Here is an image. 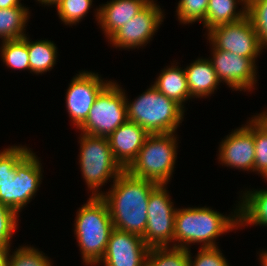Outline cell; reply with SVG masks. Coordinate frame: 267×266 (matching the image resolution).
<instances>
[{"label": "cell", "instance_id": "obj_5", "mask_svg": "<svg viewBox=\"0 0 267 266\" xmlns=\"http://www.w3.org/2000/svg\"><path fill=\"white\" fill-rule=\"evenodd\" d=\"M174 133L150 134L137 157L125 169L130 175L168 184L173 176L177 157V136Z\"/></svg>", "mask_w": 267, "mask_h": 266}, {"label": "cell", "instance_id": "obj_34", "mask_svg": "<svg viewBox=\"0 0 267 266\" xmlns=\"http://www.w3.org/2000/svg\"><path fill=\"white\" fill-rule=\"evenodd\" d=\"M11 246L0 245V266H7Z\"/></svg>", "mask_w": 267, "mask_h": 266}, {"label": "cell", "instance_id": "obj_29", "mask_svg": "<svg viewBox=\"0 0 267 266\" xmlns=\"http://www.w3.org/2000/svg\"><path fill=\"white\" fill-rule=\"evenodd\" d=\"M53 263L45 253L29 246H20L9 254L7 266H52Z\"/></svg>", "mask_w": 267, "mask_h": 266}, {"label": "cell", "instance_id": "obj_4", "mask_svg": "<svg viewBox=\"0 0 267 266\" xmlns=\"http://www.w3.org/2000/svg\"><path fill=\"white\" fill-rule=\"evenodd\" d=\"M125 96L127 120L133 121L149 134L176 133L184 120L185 109L151 85L130 102Z\"/></svg>", "mask_w": 267, "mask_h": 266}, {"label": "cell", "instance_id": "obj_28", "mask_svg": "<svg viewBox=\"0 0 267 266\" xmlns=\"http://www.w3.org/2000/svg\"><path fill=\"white\" fill-rule=\"evenodd\" d=\"M247 16L251 20L263 48L267 47V0H247ZM265 46V47H264Z\"/></svg>", "mask_w": 267, "mask_h": 266}, {"label": "cell", "instance_id": "obj_36", "mask_svg": "<svg viewBox=\"0 0 267 266\" xmlns=\"http://www.w3.org/2000/svg\"><path fill=\"white\" fill-rule=\"evenodd\" d=\"M20 0H0V9H6L15 6H22Z\"/></svg>", "mask_w": 267, "mask_h": 266}, {"label": "cell", "instance_id": "obj_1", "mask_svg": "<svg viewBox=\"0 0 267 266\" xmlns=\"http://www.w3.org/2000/svg\"><path fill=\"white\" fill-rule=\"evenodd\" d=\"M159 184L130 175L124 170L108 192L100 197L106 202L113 227L140 237L147 226L150 193Z\"/></svg>", "mask_w": 267, "mask_h": 266}, {"label": "cell", "instance_id": "obj_16", "mask_svg": "<svg viewBox=\"0 0 267 266\" xmlns=\"http://www.w3.org/2000/svg\"><path fill=\"white\" fill-rule=\"evenodd\" d=\"M149 135L144 128L127 120L108 137L113 155L124 169L137 157Z\"/></svg>", "mask_w": 267, "mask_h": 266}, {"label": "cell", "instance_id": "obj_7", "mask_svg": "<svg viewBox=\"0 0 267 266\" xmlns=\"http://www.w3.org/2000/svg\"><path fill=\"white\" fill-rule=\"evenodd\" d=\"M125 96L122 87L111 81L96 97L86 121L79 130L108 138L127 121Z\"/></svg>", "mask_w": 267, "mask_h": 266}, {"label": "cell", "instance_id": "obj_12", "mask_svg": "<svg viewBox=\"0 0 267 266\" xmlns=\"http://www.w3.org/2000/svg\"><path fill=\"white\" fill-rule=\"evenodd\" d=\"M110 82L92 71H81L72 78L65 94V103L76 128L79 129L84 124L96 97Z\"/></svg>", "mask_w": 267, "mask_h": 266}, {"label": "cell", "instance_id": "obj_38", "mask_svg": "<svg viewBox=\"0 0 267 266\" xmlns=\"http://www.w3.org/2000/svg\"><path fill=\"white\" fill-rule=\"evenodd\" d=\"M39 3H41L42 5H48V6H52V5H56L57 3H59L61 0H37Z\"/></svg>", "mask_w": 267, "mask_h": 266}, {"label": "cell", "instance_id": "obj_10", "mask_svg": "<svg viewBox=\"0 0 267 266\" xmlns=\"http://www.w3.org/2000/svg\"><path fill=\"white\" fill-rule=\"evenodd\" d=\"M207 32V38L215 49L251 58L255 63L263 50L248 16L237 22L217 25Z\"/></svg>", "mask_w": 267, "mask_h": 266}, {"label": "cell", "instance_id": "obj_19", "mask_svg": "<svg viewBox=\"0 0 267 266\" xmlns=\"http://www.w3.org/2000/svg\"><path fill=\"white\" fill-rule=\"evenodd\" d=\"M242 195V200L238 202L239 227L249 224L267 227V189H249Z\"/></svg>", "mask_w": 267, "mask_h": 266}, {"label": "cell", "instance_id": "obj_35", "mask_svg": "<svg viewBox=\"0 0 267 266\" xmlns=\"http://www.w3.org/2000/svg\"><path fill=\"white\" fill-rule=\"evenodd\" d=\"M263 129L267 131V110L252 117Z\"/></svg>", "mask_w": 267, "mask_h": 266}, {"label": "cell", "instance_id": "obj_20", "mask_svg": "<svg viewBox=\"0 0 267 266\" xmlns=\"http://www.w3.org/2000/svg\"><path fill=\"white\" fill-rule=\"evenodd\" d=\"M152 86L183 108L185 107L183 103L192 98L188 89L185 70L176 65H171L169 68L167 66L161 70Z\"/></svg>", "mask_w": 267, "mask_h": 266}, {"label": "cell", "instance_id": "obj_32", "mask_svg": "<svg viewBox=\"0 0 267 266\" xmlns=\"http://www.w3.org/2000/svg\"><path fill=\"white\" fill-rule=\"evenodd\" d=\"M18 213L0 202V245L10 246L18 226Z\"/></svg>", "mask_w": 267, "mask_h": 266}, {"label": "cell", "instance_id": "obj_17", "mask_svg": "<svg viewBox=\"0 0 267 266\" xmlns=\"http://www.w3.org/2000/svg\"><path fill=\"white\" fill-rule=\"evenodd\" d=\"M152 0H111L96 8V21L107 39L141 12ZM100 23V24H99Z\"/></svg>", "mask_w": 267, "mask_h": 266}, {"label": "cell", "instance_id": "obj_24", "mask_svg": "<svg viewBox=\"0 0 267 266\" xmlns=\"http://www.w3.org/2000/svg\"><path fill=\"white\" fill-rule=\"evenodd\" d=\"M3 63L11 69L30 70L28 37L3 41L0 47Z\"/></svg>", "mask_w": 267, "mask_h": 266}, {"label": "cell", "instance_id": "obj_30", "mask_svg": "<svg viewBox=\"0 0 267 266\" xmlns=\"http://www.w3.org/2000/svg\"><path fill=\"white\" fill-rule=\"evenodd\" d=\"M209 0H180L176 15L180 23L205 22Z\"/></svg>", "mask_w": 267, "mask_h": 266}, {"label": "cell", "instance_id": "obj_6", "mask_svg": "<svg viewBox=\"0 0 267 266\" xmlns=\"http://www.w3.org/2000/svg\"><path fill=\"white\" fill-rule=\"evenodd\" d=\"M79 164L87 187L92 197H99L104 192L99 189L109 179L114 182L125 170L115 159L108 138L80 134ZM100 191V192H99Z\"/></svg>", "mask_w": 267, "mask_h": 266}, {"label": "cell", "instance_id": "obj_3", "mask_svg": "<svg viewBox=\"0 0 267 266\" xmlns=\"http://www.w3.org/2000/svg\"><path fill=\"white\" fill-rule=\"evenodd\" d=\"M74 227L83 262L85 265H97L114 229L106 202L100 196H90L77 211Z\"/></svg>", "mask_w": 267, "mask_h": 266}, {"label": "cell", "instance_id": "obj_8", "mask_svg": "<svg viewBox=\"0 0 267 266\" xmlns=\"http://www.w3.org/2000/svg\"><path fill=\"white\" fill-rule=\"evenodd\" d=\"M166 184H159L149 195L147 226L142 237L149 248L174 247L175 213ZM171 242V243H170Z\"/></svg>", "mask_w": 267, "mask_h": 266}, {"label": "cell", "instance_id": "obj_25", "mask_svg": "<svg viewBox=\"0 0 267 266\" xmlns=\"http://www.w3.org/2000/svg\"><path fill=\"white\" fill-rule=\"evenodd\" d=\"M146 266H189V250L176 247H152Z\"/></svg>", "mask_w": 267, "mask_h": 266}, {"label": "cell", "instance_id": "obj_14", "mask_svg": "<svg viewBox=\"0 0 267 266\" xmlns=\"http://www.w3.org/2000/svg\"><path fill=\"white\" fill-rule=\"evenodd\" d=\"M246 124L233 130L224 140L222 139L218 149V159L227 167L254 172V119L251 118Z\"/></svg>", "mask_w": 267, "mask_h": 266}, {"label": "cell", "instance_id": "obj_9", "mask_svg": "<svg viewBox=\"0 0 267 266\" xmlns=\"http://www.w3.org/2000/svg\"><path fill=\"white\" fill-rule=\"evenodd\" d=\"M31 150L16 164V174L6 184H0V202L17 213L25 208L40 187L41 163Z\"/></svg>", "mask_w": 267, "mask_h": 266}, {"label": "cell", "instance_id": "obj_31", "mask_svg": "<svg viewBox=\"0 0 267 266\" xmlns=\"http://www.w3.org/2000/svg\"><path fill=\"white\" fill-rule=\"evenodd\" d=\"M255 162L254 172L267 180V131L254 120Z\"/></svg>", "mask_w": 267, "mask_h": 266}, {"label": "cell", "instance_id": "obj_11", "mask_svg": "<svg viewBox=\"0 0 267 266\" xmlns=\"http://www.w3.org/2000/svg\"><path fill=\"white\" fill-rule=\"evenodd\" d=\"M163 19L162 9L152 0L132 20H129L108 39L115 48L127 50L143 47L153 38Z\"/></svg>", "mask_w": 267, "mask_h": 266}, {"label": "cell", "instance_id": "obj_27", "mask_svg": "<svg viewBox=\"0 0 267 266\" xmlns=\"http://www.w3.org/2000/svg\"><path fill=\"white\" fill-rule=\"evenodd\" d=\"M30 151L26 146H10L0 151V184L15 177L16 164Z\"/></svg>", "mask_w": 267, "mask_h": 266}, {"label": "cell", "instance_id": "obj_26", "mask_svg": "<svg viewBox=\"0 0 267 266\" xmlns=\"http://www.w3.org/2000/svg\"><path fill=\"white\" fill-rule=\"evenodd\" d=\"M93 0H61L56 7L60 20L66 25H75L88 14Z\"/></svg>", "mask_w": 267, "mask_h": 266}, {"label": "cell", "instance_id": "obj_15", "mask_svg": "<svg viewBox=\"0 0 267 266\" xmlns=\"http://www.w3.org/2000/svg\"><path fill=\"white\" fill-rule=\"evenodd\" d=\"M149 247L143 238L113 229L102 259L104 266H146Z\"/></svg>", "mask_w": 267, "mask_h": 266}, {"label": "cell", "instance_id": "obj_33", "mask_svg": "<svg viewBox=\"0 0 267 266\" xmlns=\"http://www.w3.org/2000/svg\"><path fill=\"white\" fill-rule=\"evenodd\" d=\"M199 249L194 261L189 249V266H229L218 246L200 247Z\"/></svg>", "mask_w": 267, "mask_h": 266}, {"label": "cell", "instance_id": "obj_37", "mask_svg": "<svg viewBox=\"0 0 267 266\" xmlns=\"http://www.w3.org/2000/svg\"><path fill=\"white\" fill-rule=\"evenodd\" d=\"M261 266H267V251L263 250L259 255Z\"/></svg>", "mask_w": 267, "mask_h": 266}, {"label": "cell", "instance_id": "obj_18", "mask_svg": "<svg viewBox=\"0 0 267 266\" xmlns=\"http://www.w3.org/2000/svg\"><path fill=\"white\" fill-rule=\"evenodd\" d=\"M184 70L192 98L211 96L221 83L209 58H198Z\"/></svg>", "mask_w": 267, "mask_h": 266}, {"label": "cell", "instance_id": "obj_23", "mask_svg": "<svg viewBox=\"0 0 267 266\" xmlns=\"http://www.w3.org/2000/svg\"><path fill=\"white\" fill-rule=\"evenodd\" d=\"M28 37L30 73L43 74L55 66L57 47L50 40L31 41Z\"/></svg>", "mask_w": 267, "mask_h": 266}, {"label": "cell", "instance_id": "obj_21", "mask_svg": "<svg viewBox=\"0 0 267 266\" xmlns=\"http://www.w3.org/2000/svg\"><path fill=\"white\" fill-rule=\"evenodd\" d=\"M237 4L243 6L240 11L236 10ZM246 16L247 0H209L203 25L210 30L217 25L240 21Z\"/></svg>", "mask_w": 267, "mask_h": 266}, {"label": "cell", "instance_id": "obj_22", "mask_svg": "<svg viewBox=\"0 0 267 266\" xmlns=\"http://www.w3.org/2000/svg\"><path fill=\"white\" fill-rule=\"evenodd\" d=\"M28 7L15 6L0 9V38L1 42L22 39L26 34V23L30 18Z\"/></svg>", "mask_w": 267, "mask_h": 266}, {"label": "cell", "instance_id": "obj_13", "mask_svg": "<svg viewBox=\"0 0 267 266\" xmlns=\"http://www.w3.org/2000/svg\"><path fill=\"white\" fill-rule=\"evenodd\" d=\"M209 59L220 82H225L234 90L251 91L257 81L256 63L251 58L242 57L232 52L215 49Z\"/></svg>", "mask_w": 267, "mask_h": 266}, {"label": "cell", "instance_id": "obj_2", "mask_svg": "<svg viewBox=\"0 0 267 266\" xmlns=\"http://www.w3.org/2000/svg\"><path fill=\"white\" fill-rule=\"evenodd\" d=\"M231 216L206 206L176 209L174 247L189 250L191 243H202L203 248L216 247V238L239 228V206Z\"/></svg>", "mask_w": 267, "mask_h": 266}]
</instances>
